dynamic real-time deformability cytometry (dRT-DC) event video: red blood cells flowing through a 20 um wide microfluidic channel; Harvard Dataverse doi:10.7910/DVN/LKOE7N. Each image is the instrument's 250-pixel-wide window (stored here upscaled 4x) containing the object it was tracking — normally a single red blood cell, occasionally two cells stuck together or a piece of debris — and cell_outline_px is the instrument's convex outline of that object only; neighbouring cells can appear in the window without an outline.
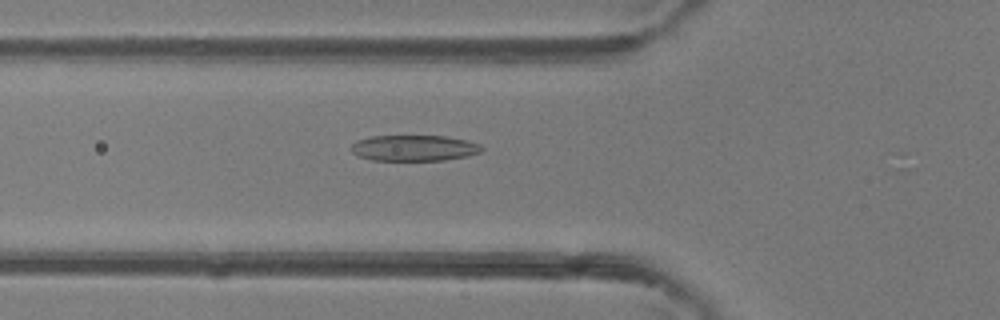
{"species": "common noctule bat (a hibernating species)", "species_latin": "Nyctalus noctula", "temperature_condition": "room temperature", "stored_images_in_passage": 33, "camera_frame_rate_fps": 3000, "um_per_image_px": 0.085, "animal": {"sex": "female"}, "frame": {"image": 1, "passage_image": 3, "time_ms": 0.667, "image_size_px": [1000, 320], "cell_outline_px": [[484, 148], [480, 152], [468, 156], [444, 160], [372, 160], [356, 156], [352, 152], [352, 144], [356, 140], [372, 136], [448, 136], [468, 140], [480, 144]], "centroid_in_image_um": [35.21, 12.58], "position_along_channel_um": 90.6, "area_um2": 19.83}}
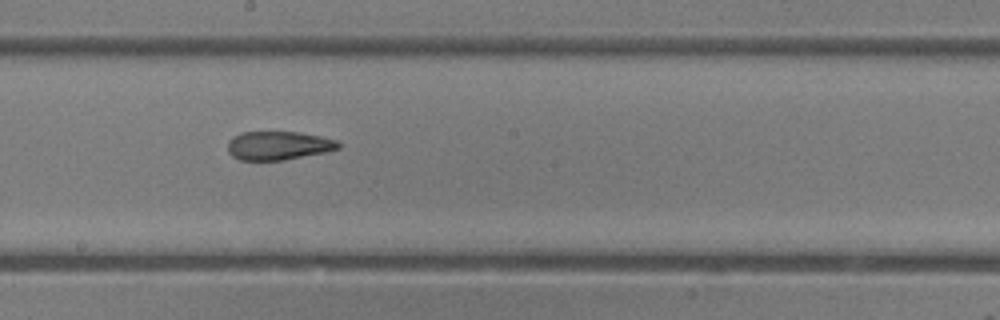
{"frame": {"image": 2, "passage_image": 12, "time_ms": 3.667, "image_size_px": [1000, 320], "cell_outline_px": [[340, 148], [324, 152], [284, 160], [240, 160], [232, 156], [228, 152], [228, 140], [232, 136], [240, 132], [300, 132], [320, 136], [336, 140], [340, 144]], "centroid_in_image_um": [23.63, 12.37], "position_along_channel_um": 224.6, "area_um2": 18.5}}
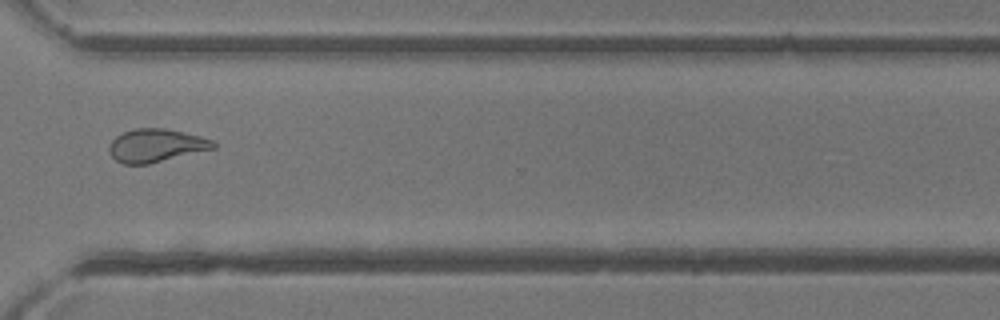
{"frame": {"image": 3, "passage_image": 21, "time_ms": 6.667, "image_size_px": [1000, 320], "cell_outline_px": [[216, 148], [148, 164], [124, 164], [116, 160], [108, 152], [108, 144], [116, 136], [124, 132], [136, 128], [164, 128], [200, 136], [212, 140], [216, 144]], "centroid_in_image_um": [13.24, 12.37], "position_along_channel_um": 357.4, "area_um2": 20.06}, "authors_computed_cell_mechanics": {"area_um2": 19.9988, "velocity_mm_per_s": 4.4383, "shape_relaxation_time_tau1_ms": 6.5886, "shape_relaxation_time_tau2_ms": 1.3308, "deformation_change_tau1": 0.2242, "deformation_change_tau2": 0.0906}}